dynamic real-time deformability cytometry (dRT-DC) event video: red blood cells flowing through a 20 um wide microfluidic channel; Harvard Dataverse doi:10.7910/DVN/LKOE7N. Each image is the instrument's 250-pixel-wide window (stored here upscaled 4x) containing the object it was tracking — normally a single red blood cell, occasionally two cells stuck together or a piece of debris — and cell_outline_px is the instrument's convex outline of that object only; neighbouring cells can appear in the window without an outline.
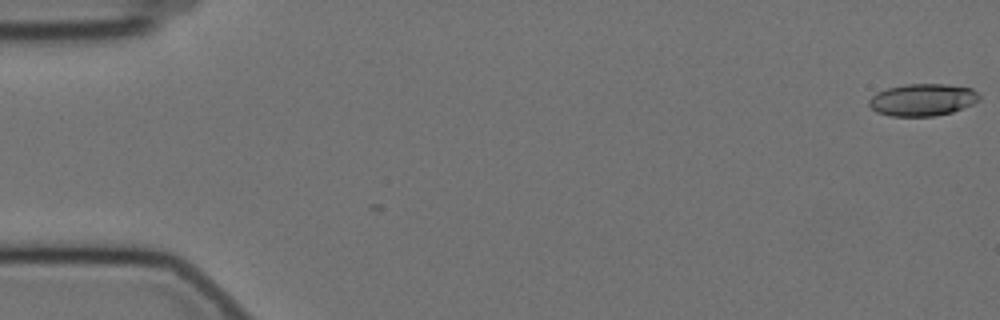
{"species": "Egyptian fruit bat (a non-hibernating species)", "species_latin": "Rousettus aegyptiacus", "temperature_condition": "cold", "stored_images_in_passage": 15, "camera_frame_rate_fps": 3000, "um_per_image_px": 0.085, "animal": {"sex": "female"}, "frame": {"image": 1, "passage_image": 1, "time_ms": 0.0, "image_size_px": [1000, 320], "cell_outline_px": [[980, 100], [972, 104], [952, 112], [936, 116], [892, 116], [876, 112], [868, 104], [868, 100], [876, 92], [888, 88], [904, 84], [948, 84], [972, 88], [980, 96]], "centroid_in_image_um": [78.41, 8.48], "position_along_channel_um": 6.6, "area_um2": 20.75}}
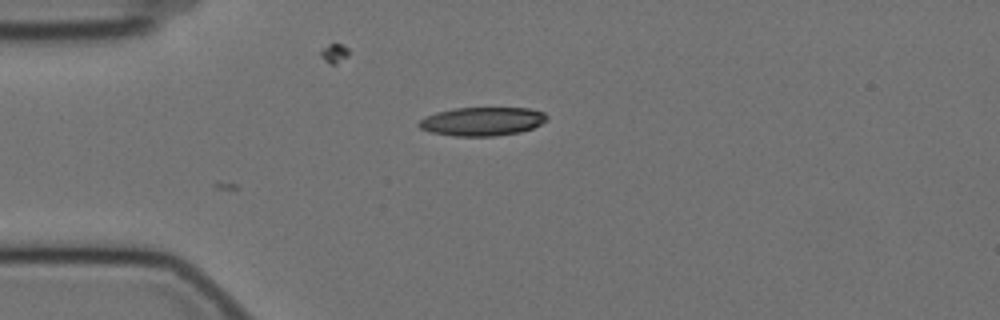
{"frame": {"image": 2, "passage_image": 15, "time_ms": 4.667, "image_size_px": [1000, 320], "cell_outline_px": [[548, 120], [532, 128], [520, 132], [492, 136], [456, 136], [432, 132], [420, 128], [416, 124], [424, 116], [436, 112], [456, 108], [528, 108], [544, 112], [548, 116]], "centroid_in_image_um": [40.99, 10.31], "position_along_channel_um": 44.0, "area_um2": 21.33}}